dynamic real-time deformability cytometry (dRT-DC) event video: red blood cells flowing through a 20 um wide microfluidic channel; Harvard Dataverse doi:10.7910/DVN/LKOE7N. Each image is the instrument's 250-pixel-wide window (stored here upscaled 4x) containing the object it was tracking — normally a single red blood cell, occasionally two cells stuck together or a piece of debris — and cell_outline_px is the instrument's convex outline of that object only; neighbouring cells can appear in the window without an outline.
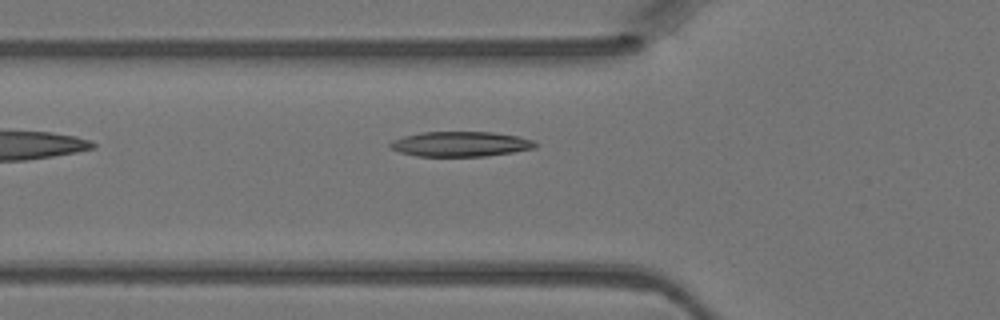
{"species": "Egyptian fruit bat (a non-hibernating species)", "species_latin": "Rousettus aegyptiacus", "temperature_condition": "warm", "stored_images_in_passage": 2, "camera_frame_rate_fps": 3000, "um_per_image_px": 0.085, "animal": {"sex": "female"}, "frame": {"image": 1, "passage_image": 2, "time_ms": 0.333, "image_size_px": [1000, 320], "cell_outline_px": [[536, 148], [512, 152], [484, 156], [416, 156], [400, 152], [388, 148], [388, 144], [392, 140], [404, 136], [420, 132], [492, 132], [520, 136], [536, 140]], "centroid_in_image_um": [39.14, 12.24], "position_along_channel_um": 86.7, "area_um2": 21.33}}